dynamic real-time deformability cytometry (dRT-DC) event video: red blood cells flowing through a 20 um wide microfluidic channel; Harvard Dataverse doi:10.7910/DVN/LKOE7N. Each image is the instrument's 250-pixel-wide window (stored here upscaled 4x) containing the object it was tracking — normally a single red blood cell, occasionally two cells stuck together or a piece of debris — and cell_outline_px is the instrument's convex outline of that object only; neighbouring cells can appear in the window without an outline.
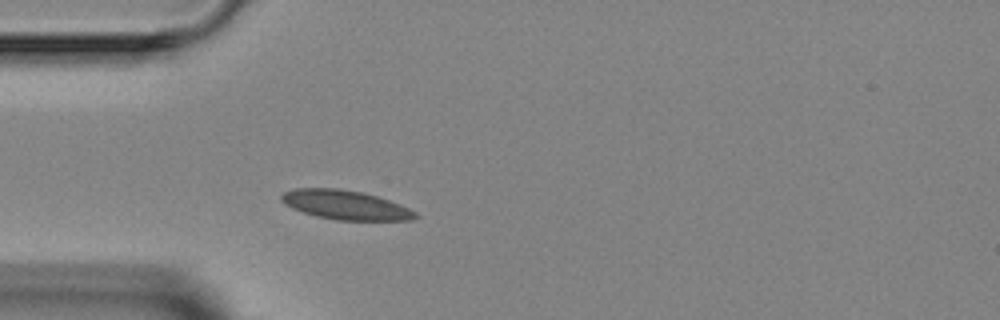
{"species": "Egyptian fruit bat (a non-hibernating species)", "species_latin": "Rousettus aegyptiacus", "temperature_condition": "room temperature", "stored_images_in_passage": 1, "camera_frame_rate_fps": 3000, "um_per_image_px": 0.085, "animal": {"sex": "female"}, "frame": {"image": 1, "passage_image": 1, "time_ms": 0.0, "image_size_px": [1000, 320], "cell_outline_px": [[420, 216], [412, 220], [336, 220], [316, 216], [292, 208], [284, 204], [280, 200], [280, 196], [284, 192], [292, 188], [340, 188], [364, 192], [400, 204], [416, 212]], "centroid_in_image_um": [29.34, 17.41], "position_along_channel_um": 55.7, "area_um2": 22.95}}